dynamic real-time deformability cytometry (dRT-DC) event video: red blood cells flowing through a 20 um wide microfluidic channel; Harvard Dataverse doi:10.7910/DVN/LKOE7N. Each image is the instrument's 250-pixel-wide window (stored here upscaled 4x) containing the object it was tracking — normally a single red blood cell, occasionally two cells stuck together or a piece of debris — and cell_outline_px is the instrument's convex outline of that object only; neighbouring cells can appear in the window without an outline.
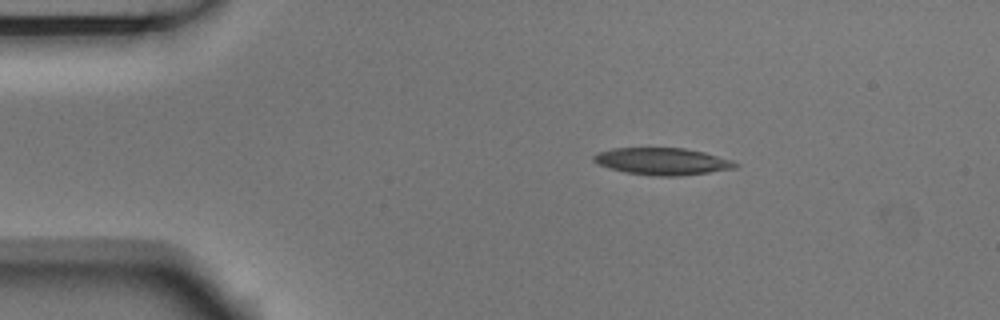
{"species": "Egyptian fruit bat (a non-hibernating species)", "species_latin": "Rousettus aegyptiacus", "temperature_condition": "room temperature", "stored_images_in_passage": 3, "camera_frame_rate_fps": 3000, "um_per_image_px": 0.085, "animal": {"sex": "male"}, "frame": {"image": 1, "passage_image": 2, "time_ms": 0.333, "image_size_px": [1000, 320], "cell_outline_px": [[740, 164], [736, 168], [680, 176], [656, 176], [628, 172], [612, 168], [600, 164], [592, 160], [592, 156], [596, 152], [612, 148], [684, 148], [704, 152], [732, 160]], "centroid_in_image_um": [56.31, 13.7], "position_along_channel_um": 28.7, "area_um2": 22.14}}